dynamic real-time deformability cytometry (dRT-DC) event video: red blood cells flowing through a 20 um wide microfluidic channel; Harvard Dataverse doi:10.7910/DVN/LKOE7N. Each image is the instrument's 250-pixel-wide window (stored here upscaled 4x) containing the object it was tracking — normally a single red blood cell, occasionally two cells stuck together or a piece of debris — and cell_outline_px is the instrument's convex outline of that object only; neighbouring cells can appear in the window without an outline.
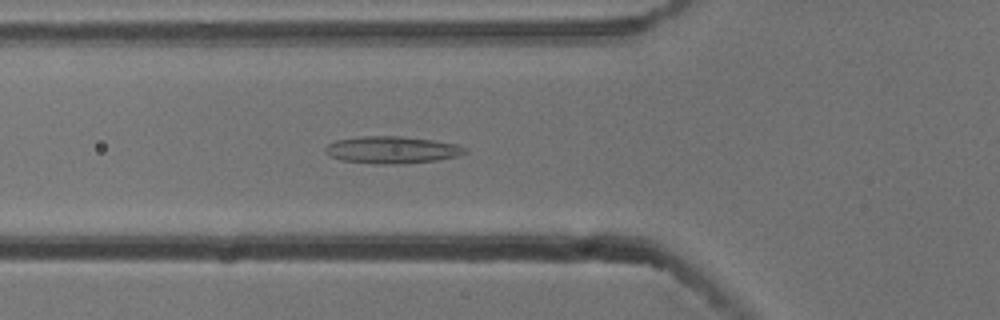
{"species": "common noctule bat (a hibernating species)", "species_latin": "Nyctalus noctula", "temperature_condition": "cold", "stored_images_in_passage": 54, "camera_frame_rate_fps": 3000, "um_per_image_px": 0.085, "animal": {"sex": "male", "body_mass_g": 13.3}, "frame": {"image": 1, "passage_image": 19, "time_ms": 6.0, "image_size_px": [1000, 320], "cell_outline_px": [[468, 152], [456, 156], [436, 160], [392, 164], [376, 164], [340, 160], [324, 152], [324, 148], [328, 144], [336, 140], [360, 136], [400, 136], [432, 140], [456, 144], [468, 148]], "centroid_in_image_um": [33.29, 12.73], "position_along_channel_um": 92.5, "area_um2": 21.96}}
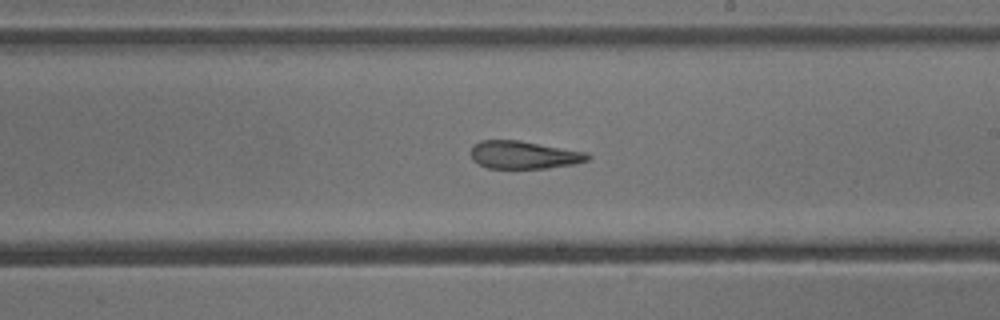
{"frame": {"image": 2, "passage_image": 31, "time_ms": 10.0, "image_size_px": [1000, 320], "cell_outline_px": [[592, 156], [588, 160], [572, 164], [548, 168], [488, 168], [472, 160], [468, 152], [472, 144], [480, 140], [520, 140], [588, 152]], "centroid_in_image_um": [44.49, 13.15], "position_along_channel_um": 244.5, "area_um2": 19.25}}
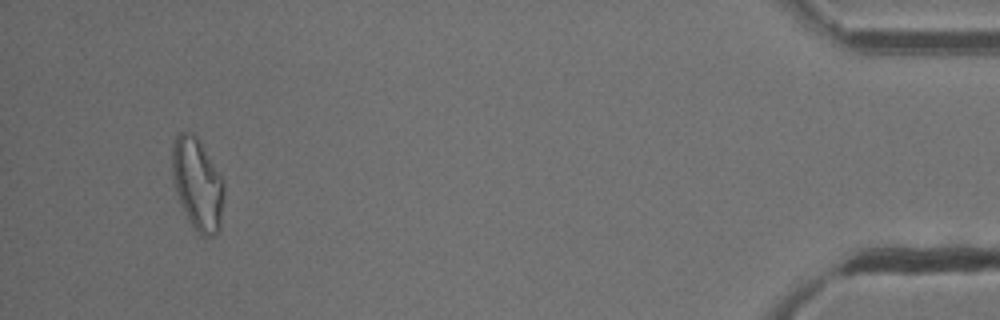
{"frame": {"image": 3, "passage_image": 51, "time_ms": 16.667, "image_size_px": [1000, 320], "cell_outline_px": [[224, 200], [220, 228], [212, 236], [200, 236], [192, 228], [176, 196], [172, 176], [172, 144], [176, 136], [180, 132], [192, 132], [200, 140], [224, 176]], "centroid_in_image_um": [16.8, 15.64], "position_along_channel_um": 418.4, "area_um2": 28.73}, "authors_computed_cell_mechanics": {"area_um2": 22.7154, "velocity_mm_per_s": 3.7854, "shape_relaxation_time_tau1_ms": null, "shape_relaxation_time_tau2_ms": 3.8485, "deformation_change_tau1": null, "deformation_change_tau2": 0.1345}}